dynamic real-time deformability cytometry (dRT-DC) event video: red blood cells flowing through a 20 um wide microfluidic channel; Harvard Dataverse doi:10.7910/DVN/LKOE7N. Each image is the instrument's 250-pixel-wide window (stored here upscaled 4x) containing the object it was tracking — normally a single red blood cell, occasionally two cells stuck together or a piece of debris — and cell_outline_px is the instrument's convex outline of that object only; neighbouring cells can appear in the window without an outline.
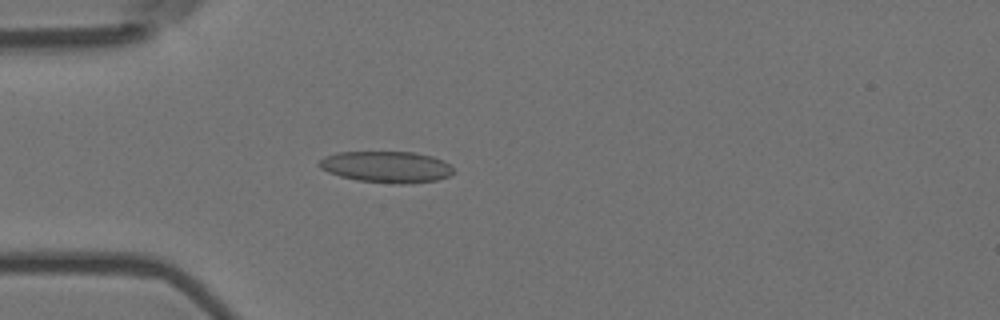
{"species": "Egyptian fruit bat (a non-hibernating species)", "species_latin": "Rousettus aegyptiacus", "temperature_condition": "room temperature", "stored_images_in_passage": 4, "camera_frame_rate_fps": 3000, "um_per_image_px": 0.085, "animal": {"sex": "female"}, "frame": {"image": 1, "passage_image": 4, "time_ms": 1.0, "image_size_px": [1000, 320], "cell_outline_px": [[456, 172], [448, 176], [436, 180], [408, 184], [400, 184], [356, 180], [340, 176], [328, 172], [320, 168], [316, 164], [324, 156], [336, 152], [416, 152], [432, 156], [444, 160]], "centroid_in_image_um": [32.84, 14.18], "position_along_channel_um": 52.2, "area_um2": 24.74}}